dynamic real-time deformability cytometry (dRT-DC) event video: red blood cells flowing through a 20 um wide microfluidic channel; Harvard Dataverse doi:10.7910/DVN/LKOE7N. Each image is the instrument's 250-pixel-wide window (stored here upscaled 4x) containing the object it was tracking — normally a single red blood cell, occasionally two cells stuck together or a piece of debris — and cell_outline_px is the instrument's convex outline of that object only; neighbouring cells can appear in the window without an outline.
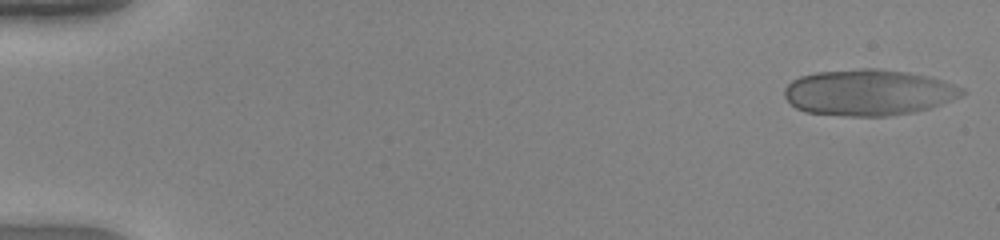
{"species": "human", "species_latin": "Homo sapiens", "temperature_condition": "warm", "stored_images_in_passage": 49, "camera_frame_rate_fps": 3000, "um_per_image_px": 0.085, "donor": {"sex": "female"}, "frame": {"image": 1, "passage_image": 1, "time_ms": 0.0, "image_size_px": [1000, 240], "cell_outline_px": [[968, 92], [952, 100], [928, 108], [912, 112], [888, 116], [848, 116], [804, 112], [796, 108], [784, 96], [784, 88], [792, 80], [800, 76], [816, 72], [864, 68], [876, 68], [908, 72], [928, 76], [964, 88]], "centroid_in_image_um": [73.81, 7.86], "position_along_channel_um": 11.2, "area_um2": 47.69}}
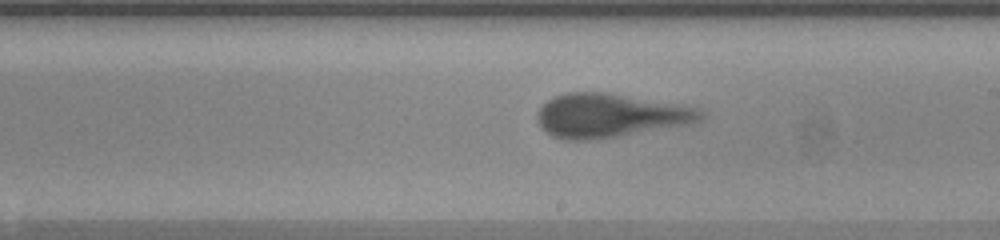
{"frame": {"image": 2, "passage_image": 29, "time_ms": 9.333, "image_size_px": [1000, 240], "cell_outline_px": [[704, 116], [700, 120], [692, 124], [592, 140], [568, 140], [552, 136], [540, 124], [536, 116], [540, 108], [548, 100], [556, 96], [568, 92], [604, 92], [676, 104], [696, 108], [704, 112]], "centroid_in_image_um": [51.85, 9.82], "position_along_channel_um": 237.1, "area_um2": 41.15}}
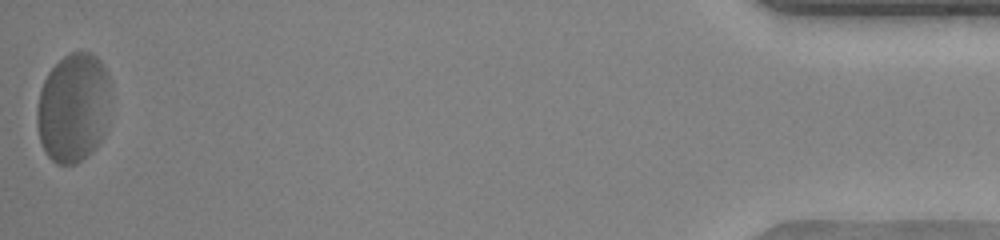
{"frame": {"image": 3, "passage_image": 49, "time_ms": 16.0, "image_size_px": [1000, 240], "cell_outline_px": [[112, 88], [108, 128], [104, 136], [96, 148], [88, 156], [76, 164], [56, 164], [44, 152], [40, 140], [36, 124], [36, 112], [40, 88], [48, 72], [64, 56], [72, 52], [92, 52], [100, 60], [108, 72], [112, 84]], "centroid_in_image_um": [6.28, 9.16], "position_along_channel_um": 428.9, "area_um2": 48.38}, "authors_computed_cell_mechanics": {"area_um2": 41.9628, "velocity_mm_per_s": 4.1531, "shape_relaxation_time_tau1_ms": 4.3632, "shape_relaxation_time_tau2_ms": 0.9733, "deformation_change_tau1": 0.2163, "deformation_change_tau2": 0.1007}}